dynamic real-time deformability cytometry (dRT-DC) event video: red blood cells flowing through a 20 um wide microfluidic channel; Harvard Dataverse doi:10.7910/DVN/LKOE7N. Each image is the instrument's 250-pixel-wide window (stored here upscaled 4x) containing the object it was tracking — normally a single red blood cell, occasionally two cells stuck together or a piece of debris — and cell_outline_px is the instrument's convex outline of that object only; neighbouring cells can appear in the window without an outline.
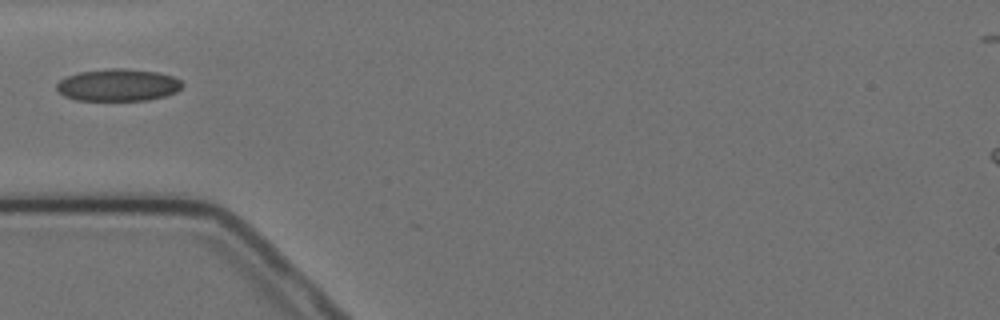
{"species": "Egyptian fruit bat (a non-hibernating species)", "species_latin": "Rousettus aegyptiacus", "temperature_condition": "cold", "stored_images_in_passage": 4, "camera_frame_rate_fps": 3000, "um_per_image_px": 0.085, "animal": {"sex": "female"}, "frame": {"image": 1, "passage_image": 1, "time_ms": 0.0, "image_size_px": [1000, 320], "cell_outline_px": [[184, 84], [176, 92], [164, 96], [148, 100], [76, 100], [64, 96], [56, 88], [56, 84], [60, 80], [68, 76], [80, 72], [112, 68], [120, 68], [156, 72], [172, 76], [180, 80]], "centroid_in_image_um": [10.03, 7.23], "position_along_channel_um": 75.0, "area_um2": 23.35}}
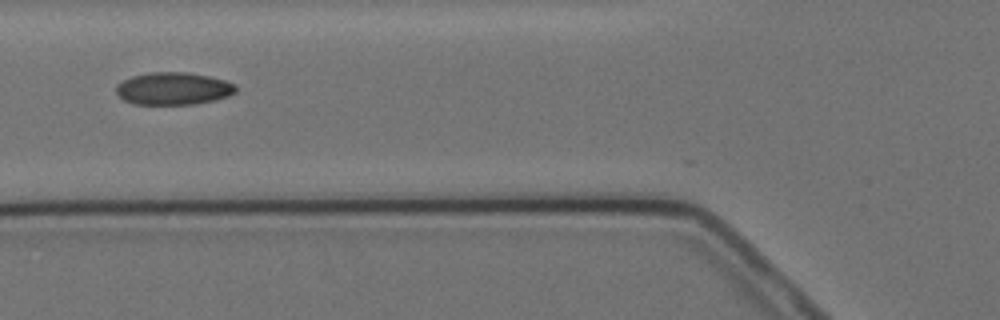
{"frame": {"image": 2, "passage_image": 2, "time_ms": 1.0, "image_size_px": [1000, 320], "cell_outline_px": [[236, 92], [228, 96], [216, 100], [192, 104], [132, 104], [124, 100], [116, 92], [116, 84], [132, 76], [148, 72], [188, 72], [208, 76], [224, 80], [236, 84]], "centroid_in_image_um": [14.73, 7.52], "position_along_channel_um": 111.1, "area_um2": 22.72}}
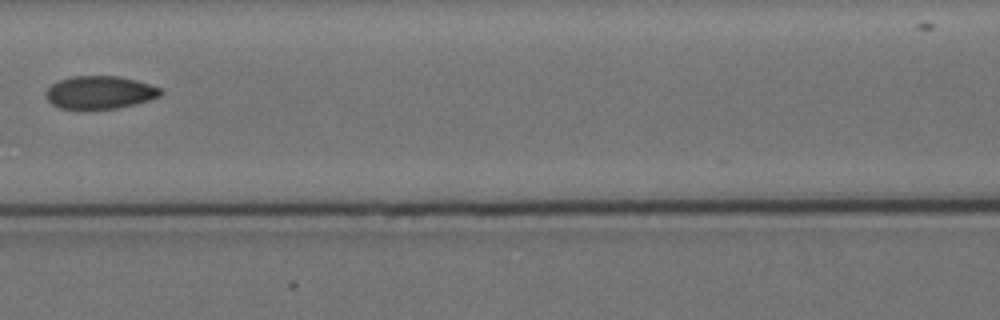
{"frame": {"image": 3, "passage_image": 3, "time_ms": 2.333, "image_size_px": [1000, 320], "cell_outline_px": [[164, 92], [160, 96], [136, 104], [116, 108], [88, 112], [76, 112], [60, 108], [52, 104], [48, 100], [48, 88], [52, 84], [60, 80], [72, 76], [116, 76], [136, 80], [160, 88]], "centroid_in_image_um": [8.47, 7.91], "position_along_channel_um": 158.1, "area_um2": 22.54}}